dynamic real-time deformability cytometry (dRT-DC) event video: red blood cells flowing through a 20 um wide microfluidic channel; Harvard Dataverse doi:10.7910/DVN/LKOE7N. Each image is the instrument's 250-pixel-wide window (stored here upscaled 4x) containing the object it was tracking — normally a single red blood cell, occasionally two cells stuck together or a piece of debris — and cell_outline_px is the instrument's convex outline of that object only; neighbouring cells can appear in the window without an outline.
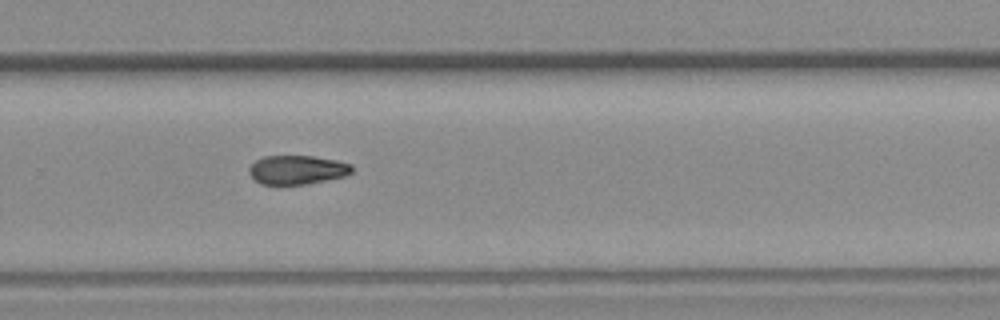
{"species": "common noctule bat (a hibernating species)", "species_latin": "Nyctalus noctula", "temperature_condition": "room temperature", "stored_images_in_passage": 9, "camera_frame_rate_fps": 3000, "um_per_image_px": 0.085, "animal": {"sex": "female", "body_mass_g": 19.3, "forearm_length_mm": 54.1}, "frame": {"image": 1, "passage_image": 9, "time_ms": 9.667, "image_size_px": [1000, 320], "cell_outline_px": [[352, 172], [344, 176], [304, 184], [260, 184], [248, 172], [248, 168], [256, 160], [264, 156], [312, 156], [336, 160], [352, 164]], "centroid_in_image_um": [25.24, 14.42], "position_along_channel_um": 304.6, "area_um2": 17.17}}